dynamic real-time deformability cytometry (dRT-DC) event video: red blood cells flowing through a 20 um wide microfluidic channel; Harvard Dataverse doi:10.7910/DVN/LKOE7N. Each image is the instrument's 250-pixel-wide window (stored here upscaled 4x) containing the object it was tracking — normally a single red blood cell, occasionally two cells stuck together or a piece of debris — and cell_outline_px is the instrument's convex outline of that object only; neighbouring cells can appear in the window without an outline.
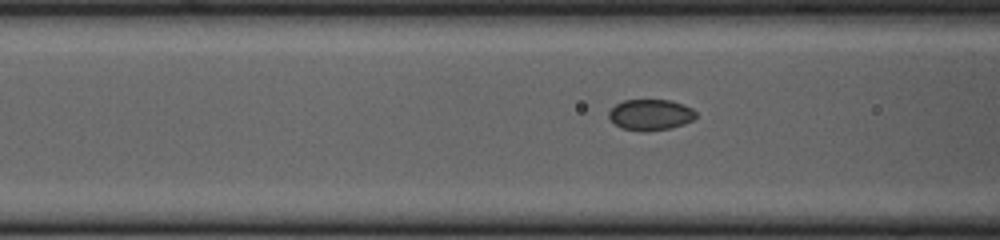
{"species": "common noctule bat (a hibernating species)", "species_latin": "Nyctalus noctula", "temperature_condition": "cold", "stored_images_in_passage": 16, "camera_frame_rate_fps": 3000, "um_per_image_px": 0.085, "animal": {"sex": "female", "body_mass_g": 23.0, "forearm_length_mm": 53.4}, "frame": {"image": 1, "passage_image": 14, "time_ms": 4.333, "image_size_px": [1000, 240], "cell_outline_px": [[696, 116], [692, 120], [684, 124], [672, 128], [644, 132], [620, 128], [608, 116], [608, 112], [616, 104], [624, 100], [672, 100], [684, 104], [692, 108], [696, 112]], "centroid_in_image_um": [55.31, 9.76], "position_along_channel_um": 111.3, "area_um2": 15.84}}